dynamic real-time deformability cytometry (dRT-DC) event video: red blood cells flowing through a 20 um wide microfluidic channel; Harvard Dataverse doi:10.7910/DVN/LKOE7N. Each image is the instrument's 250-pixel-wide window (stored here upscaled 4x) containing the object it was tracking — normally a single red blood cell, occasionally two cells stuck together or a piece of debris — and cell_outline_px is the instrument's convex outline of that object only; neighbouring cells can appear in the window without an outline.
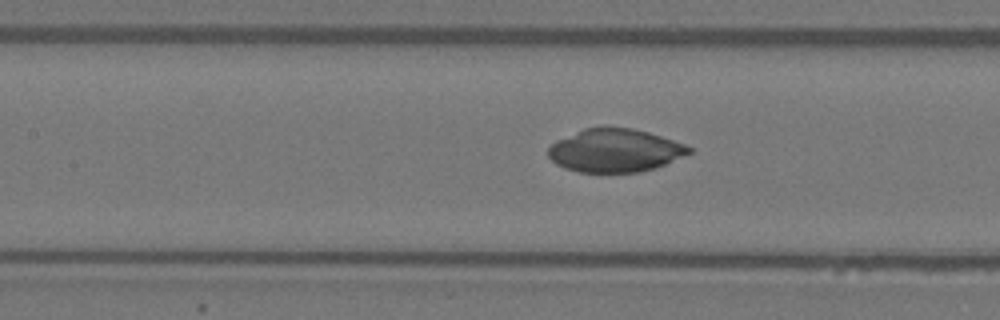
{"species": "Egyptian fruit bat (a non-hibernating species)", "species_latin": "Rousettus aegyptiacus", "temperature_condition": "warm", "stored_images_in_passage": 49, "camera_frame_rate_fps": 3000, "um_per_image_px": 0.085, "animal": {"sex": "female"}, "frame": {"image": 1, "passage_image": 18, "time_ms": 5.667, "image_size_px": [1000, 320], "cell_outline_px": [[692, 152], [656, 168], [640, 172], [580, 172], [564, 168], [556, 164], [548, 156], [548, 148], [556, 140], [584, 128], [604, 124], [632, 128], [648, 132], [684, 144], [692, 148]], "centroid_in_image_um": [52.24, 12.76], "position_along_channel_um": 155.2, "area_um2": 35.84}}
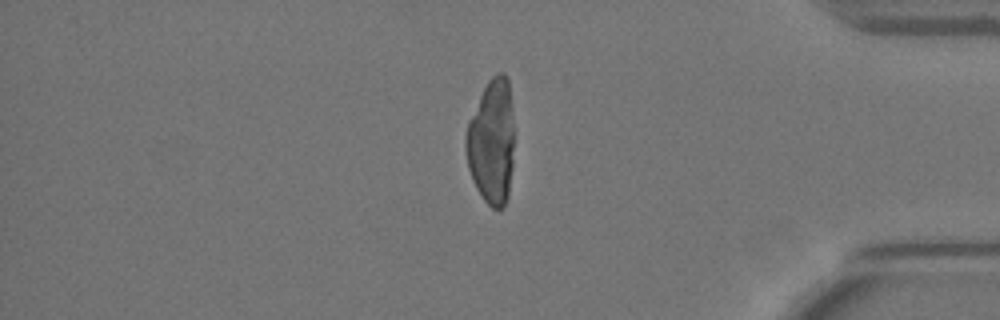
{"frame": {"image": 2, "passage_image": 40, "time_ms": 13.0, "image_size_px": [1000, 320], "cell_outline_px": [[512, 168], [508, 196], [504, 208], [492, 208], [484, 200], [476, 188], [472, 180], [468, 168], [464, 148], [464, 140], [468, 120], [488, 80], [496, 72], [504, 72], [508, 80], [512, 116]], "centroid_in_image_um": [41.76, 12.07], "position_along_channel_um": 393.4, "area_um2": 35.26}}